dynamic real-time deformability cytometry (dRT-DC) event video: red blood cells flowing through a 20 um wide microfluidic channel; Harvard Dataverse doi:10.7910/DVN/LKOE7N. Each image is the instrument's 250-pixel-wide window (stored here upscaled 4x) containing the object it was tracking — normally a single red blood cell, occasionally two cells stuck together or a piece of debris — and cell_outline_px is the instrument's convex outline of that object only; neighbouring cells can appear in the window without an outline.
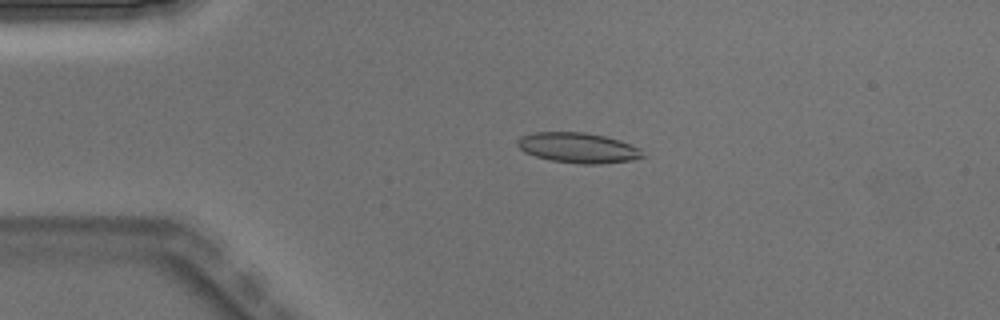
{"species": "Egyptian fruit bat (a non-hibernating species)", "species_latin": "Rousettus aegyptiacus", "temperature_condition": "warm", "stored_images_in_passage": 3, "camera_frame_rate_fps": 3000, "um_per_image_px": 0.085, "animal": {"sex": "male"}, "frame": {"image": 1, "passage_image": 2, "time_ms": 0.333, "image_size_px": [1000, 320], "cell_outline_px": [[644, 156], [632, 160], [596, 164], [584, 164], [552, 160], [536, 156], [524, 152], [516, 144], [520, 136], [536, 132], [584, 132], [604, 136], [620, 140], [632, 144], [640, 148]], "centroid_in_image_um": [49.14, 12.55], "position_along_channel_um": 35.9, "area_um2": 21.91}}